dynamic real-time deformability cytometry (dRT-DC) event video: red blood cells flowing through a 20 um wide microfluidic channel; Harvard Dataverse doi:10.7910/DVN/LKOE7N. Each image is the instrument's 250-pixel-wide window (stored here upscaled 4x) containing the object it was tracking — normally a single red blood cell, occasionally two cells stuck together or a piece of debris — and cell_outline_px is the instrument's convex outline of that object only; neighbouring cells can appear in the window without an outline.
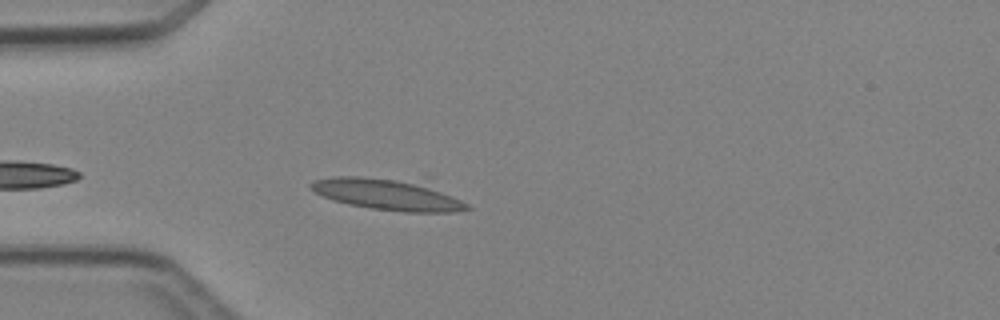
{"species": "Egyptian fruit bat (a non-hibernating species)", "species_latin": "Rousettus aegyptiacus", "temperature_condition": "cold", "stored_images_in_passage": 5, "camera_frame_rate_fps": 3000, "um_per_image_px": 0.085, "animal": {"sex": "female"}, "frame": {"image": 1, "passage_image": 5, "time_ms": 4.667, "image_size_px": [1000, 320], "cell_outline_px": [[472, 208], [456, 212], [404, 212], [372, 208], [348, 204], [332, 200], [308, 188], [308, 184], [316, 180], [336, 176], [360, 176], [396, 180], [428, 188], [452, 196], [468, 204]], "centroid_in_image_um": [32.83, 16.56], "position_along_channel_um": 52.2, "area_um2": 27.22}}